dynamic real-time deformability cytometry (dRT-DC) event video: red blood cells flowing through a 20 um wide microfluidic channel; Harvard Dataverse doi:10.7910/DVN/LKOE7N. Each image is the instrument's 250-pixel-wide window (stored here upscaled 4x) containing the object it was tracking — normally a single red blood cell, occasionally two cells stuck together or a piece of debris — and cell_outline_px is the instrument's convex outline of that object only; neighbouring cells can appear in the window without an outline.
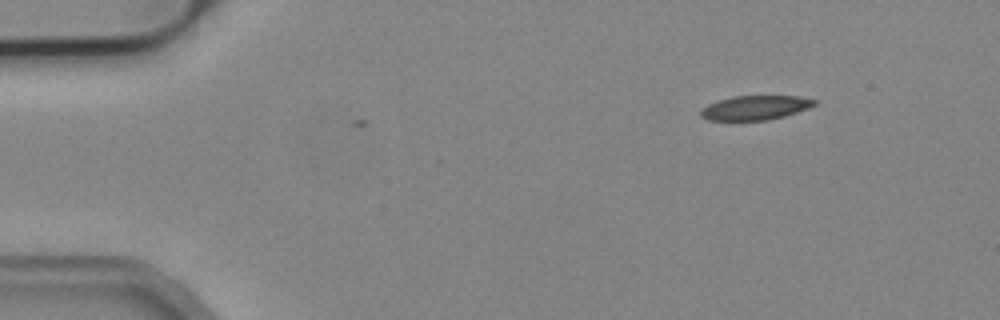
{"species": "common noctule bat (a hibernating species)", "species_latin": "Nyctalus noctula", "temperature_condition": "cold", "stored_images_in_passage": 48, "camera_frame_rate_fps": 3000, "um_per_image_px": 0.085, "animal": {"sex": "male", "body_mass_g": 19.2, "forearm_length_mm": 51.8}, "frame": {"image": 1, "passage_image": 1, "time_ms": 0.0, "image_size_px": [1000, 320], "cell_outline_px": [[820, 104], [784, 116], [768, 120], [708, 120], [700, 116], [700, 112], [708, 104], [716, 100], [732, 96], [800, 96], [820, 100]], "centroid_in_image_um": [64.25, 9.14], "position_along_channel_um": 20.7, "area_um2": 16.3}}
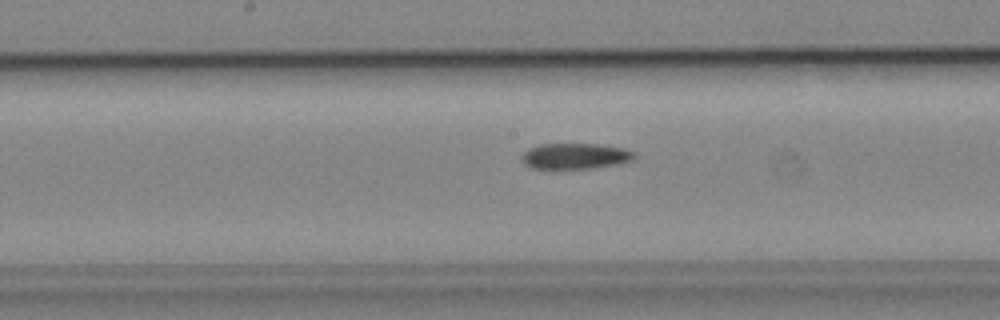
{"frame": {"image": 2, "passage_image": 22, "time_ms": 7.0, "image_size_px": [1000, 320], "cell_outline_px": [[636, 156], [632, 160], [616, 164], [592, 168], [532, 168], [524, 164], [520, 156], [528, 148], [540, 144], [596, 144], [624, 148], [636, 152]], "centroid_in_image_um": [48.88, 13.26], "position_along_channel_um": 199.3, "area_um2": 16.88}}
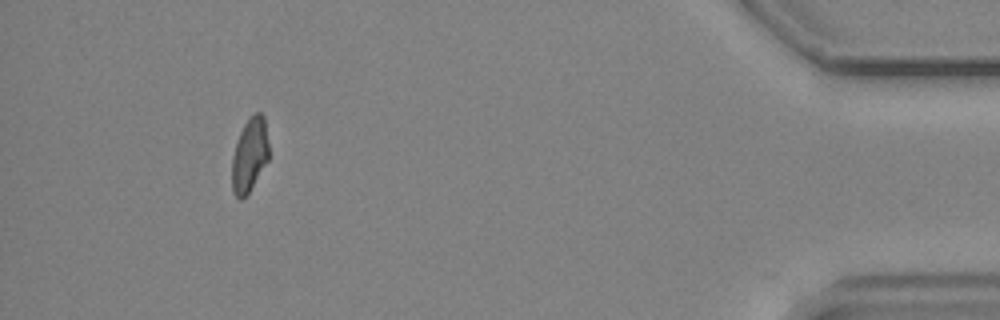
{"frame": {"image": 3, "passage_image": 44, "time_ms": 14.333, "image_size_px": [1000, 320], "cell_outline_px": [[268, 160], [248, 192], [240, 200], [232, 192], [232, 156], [240, 132], [248, 116], [256, 112], [260, 112], [264, 116], [268, 144]], "centroid_in_image_um": [21.2, 13.14], "position_along_channel_um": 414.0, "area_um2": 15.72}}